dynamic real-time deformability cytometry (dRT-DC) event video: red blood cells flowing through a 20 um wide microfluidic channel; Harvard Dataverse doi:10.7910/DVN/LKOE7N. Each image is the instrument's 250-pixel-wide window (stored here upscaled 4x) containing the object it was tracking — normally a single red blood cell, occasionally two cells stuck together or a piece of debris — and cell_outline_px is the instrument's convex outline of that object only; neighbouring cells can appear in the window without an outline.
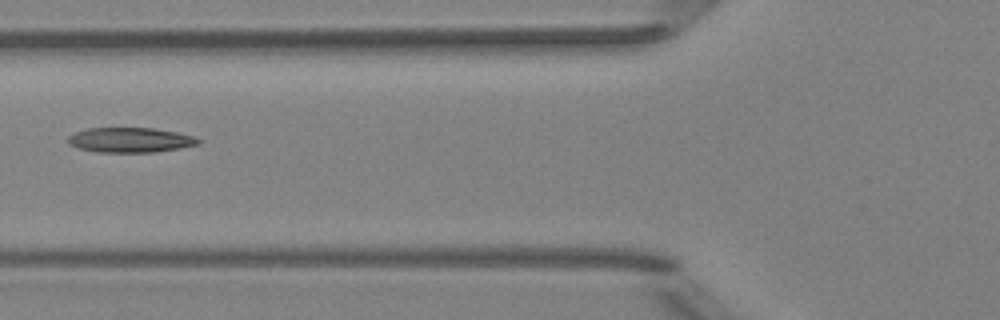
{"species": "Egyptian fruit bat (a non-hibernating species)", "species_latin": "Rousettus aegyptiacus", "temperature_condition": "room temperature", "stored_images_in_passage": 5, "camera_frame_rate_fps": 3000, "um_per_image_px": 0.085, "animal": {"sex": "female"}, "frame": {"image": 1, "passage_image": 5, "time_ms": 4.333, "image_size_px": [1000, 320], "cell_outline_px": [[204, 140], [200, 144], [180, 148], [156, 152], [96, 152], [76, 148], [68, 144], [68, 136], [76, 132], [88, 128], [152, 128], [176, 132], [192, 136]], "centroid_in_image_um": [11.07, 11.91], "position_along_channel_um": 114.7, "area_um2": 19.02}}